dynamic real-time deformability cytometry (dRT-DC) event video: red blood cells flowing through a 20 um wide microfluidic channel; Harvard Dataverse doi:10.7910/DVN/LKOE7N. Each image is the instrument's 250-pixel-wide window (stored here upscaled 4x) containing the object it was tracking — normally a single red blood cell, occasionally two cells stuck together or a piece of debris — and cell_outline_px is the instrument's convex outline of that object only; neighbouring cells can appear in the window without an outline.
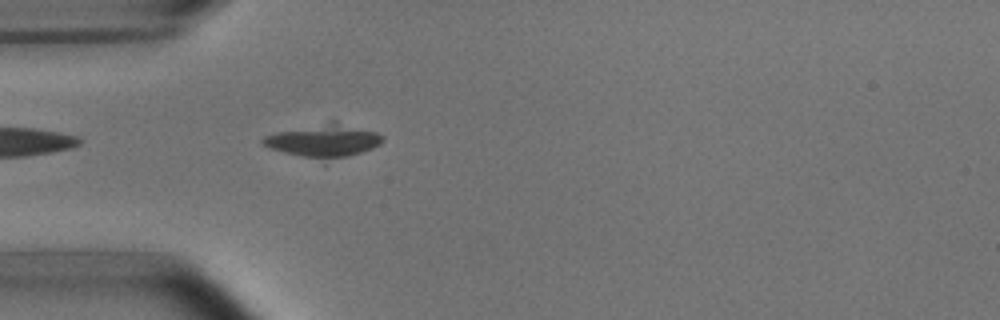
{"species": "common noctule bat (a hibernating species)", "species_latin": "Nyctalus noctula", "temperature_condition": "room temperature", "stored_images_in_passage": 4, "camera_frame_rate_fps": 3000, "um_per_image_px": 0.085, "animal": {"sex": "male", "body_mass_g": 15.6}, "frame": {"image": 1, "passage_image": 4, "time_ms": 4.333, "image_size_px": [1000, 320], "cell_outline_px": [[384, 140], [380, 144], [372, 148], [324, 164], [284, 152], [260, 144], [260, 140], [264, 136], [276, 132], [332, 120], [336, 120], [376, 132], [384, 136]], "centroid_in_image_um": [27.51, 11.98], "position_along_channel_um": 57.5, "area_um2": 23.76}}